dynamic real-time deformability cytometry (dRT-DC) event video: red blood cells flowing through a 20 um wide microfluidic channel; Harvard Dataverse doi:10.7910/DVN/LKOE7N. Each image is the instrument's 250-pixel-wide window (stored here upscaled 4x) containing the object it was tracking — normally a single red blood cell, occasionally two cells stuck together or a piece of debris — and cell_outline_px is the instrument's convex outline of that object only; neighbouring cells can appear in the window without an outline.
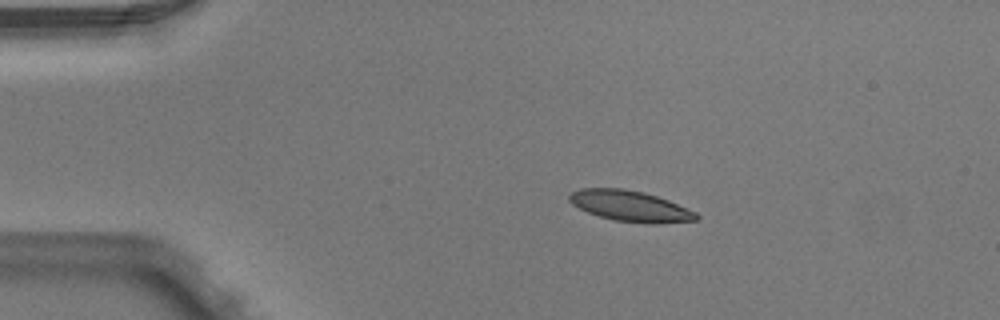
{"species": "Egyptian fruit bat (a non-hibernating species)", "species_latin": "Rousettus aegyptiacus", "temperature_condition": "warm", "stored_images_in_passage": 4, "camera_frame_rate_fps": 3000, "um_per_image_px": 0.085, "animal": {"sex": "male"}, "frame": {"image": 1, "passage_image": 2, "time_ms": 0.333, "image_size_px": [1000, 320], "cell_outline_px": [[700, 220], [652, 224], [648, 224], [616, 220], [600, 216], [588, 212], [572, 204], [568, 200], [568, 196], [572, 192], [580, 188], [624, 188], [644, 192], [668, 200], [696, 212], [700, 216]], "centroid_in_image_um": [53.59, 17.51], "position_along_channel_um": 31.4, "area_um2": 22.77}}
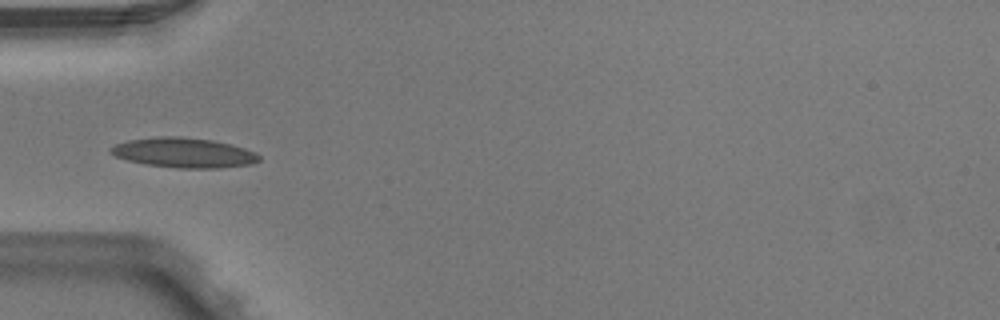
{"frame": {"image": 2, "passage_image": 4, "time_ms": 1.0, "image_size_px": [1000, 320], "cell_outline_px": [[260, 160], [252, 164], [220, 168], [176, 168], [144, 164], [128, 160], [116, 156], [108, 152], [108, 148], [116, 144], [128, 140], [156, 136], [180, 136], [212, 140], [232, 144], [256, 152], [260, 156]], "centroid_in_image_um": [15.62, 12.98], "position_along_channel_um": 69.4, "area_um2": 26.07}}